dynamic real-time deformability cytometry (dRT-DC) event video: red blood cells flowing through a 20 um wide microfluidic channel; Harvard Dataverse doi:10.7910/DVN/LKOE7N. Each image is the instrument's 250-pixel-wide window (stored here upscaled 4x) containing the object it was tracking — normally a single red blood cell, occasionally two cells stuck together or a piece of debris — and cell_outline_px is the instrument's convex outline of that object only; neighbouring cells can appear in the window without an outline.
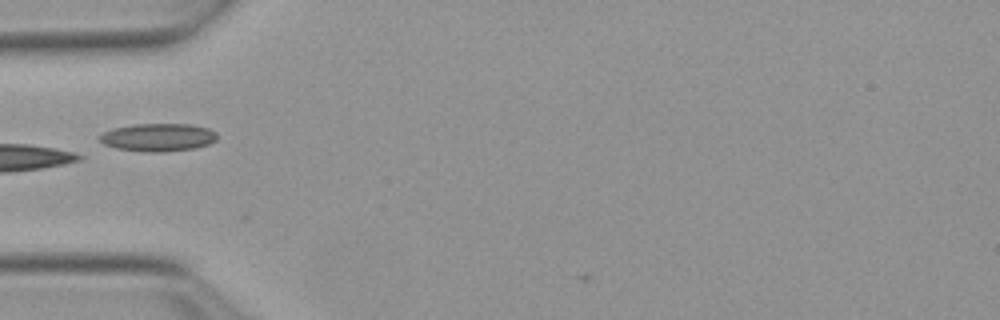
{"species": "Egyptian fruit bat (a non-hibernating species)", "species_latin": "Rousettus aegyptiacus", "temperature_condition": "warm", "stored_images_in_passage": 7, "camera_frame_rate_fps": 3000, "um_per_image_px": 0.085, "animal": {"sex": "female"}, "frame": {"image": 1, "passage_image": 1, "time_ms": 0.0, "image_size_px": [1000, 320], "cell_outline_px": [[216, 140], [208, 144], [196, 148], [164, 152], [144, 152], [116, 148], [104, 144], [100, 140], [100, 136], [104, 132], [112, 128], [136, 124], [192, 124], [208, 128], [216, 132]], "centroid_in_image_um": [13.45, 11.67], "position_along_channel_um": 71.5, "area_um2": 19.13}}
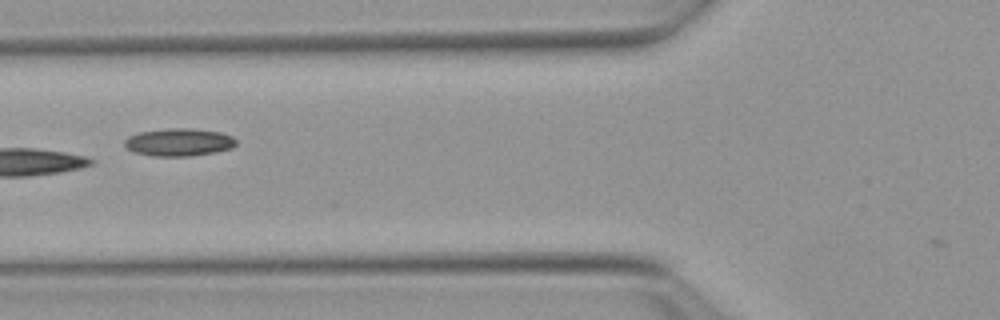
{"frame": {"image": 2, "passage_image": 4, "time_ms": 1.0, "image_size_px": [1000, 320], "cell_outline_px": [[236, 144], [232, 148], [216, 152], [192, 156], [152, 156], [136, 152], [128, 148], [124, 144], [124, 140], [128, 136], [140, 132], [168, 128], [192, 128], [220, 132], [232, 136], [236, 140]], "centroid_in_image_um": [15.23, 12.08], "position_along_channel_um": 110.6, "area_um2": 18.03}}